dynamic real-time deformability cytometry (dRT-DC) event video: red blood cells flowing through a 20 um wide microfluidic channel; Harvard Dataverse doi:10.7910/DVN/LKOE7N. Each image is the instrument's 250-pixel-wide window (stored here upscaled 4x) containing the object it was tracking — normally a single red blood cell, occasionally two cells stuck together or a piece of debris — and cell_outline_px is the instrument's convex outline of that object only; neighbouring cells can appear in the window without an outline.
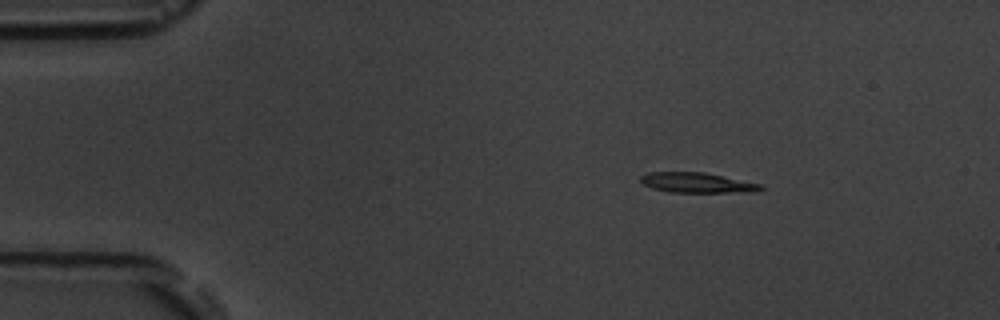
{"species": "common noctule bat (a hibernating species)", "species_latin": "Nyctalus noctula", "temperature_condition": "room temperature", "stored_images_in_passage": 3, "camera_frame_rate_fps": 3000, "um_per_image_px": 0.085, "animal": {"sex": "male", "body_mass_g": 19.5, "forearm_length_mm": 54.6}, "frame": {"image": 1, "passage_image": 1, "time_ms": 0.0, "image_size_px": [1000, 320], "cell_outline_px": [[764, 188], [756, 192], [668, 192], [652, 188], [644, 184], [640, 180], [640, 176], [648, 172], [704, 172], [760, 184]], "centroid_in_image_um": [59.23, 15.53], "position_along_channel_um": 25.8, "area_um2": 13.99}}